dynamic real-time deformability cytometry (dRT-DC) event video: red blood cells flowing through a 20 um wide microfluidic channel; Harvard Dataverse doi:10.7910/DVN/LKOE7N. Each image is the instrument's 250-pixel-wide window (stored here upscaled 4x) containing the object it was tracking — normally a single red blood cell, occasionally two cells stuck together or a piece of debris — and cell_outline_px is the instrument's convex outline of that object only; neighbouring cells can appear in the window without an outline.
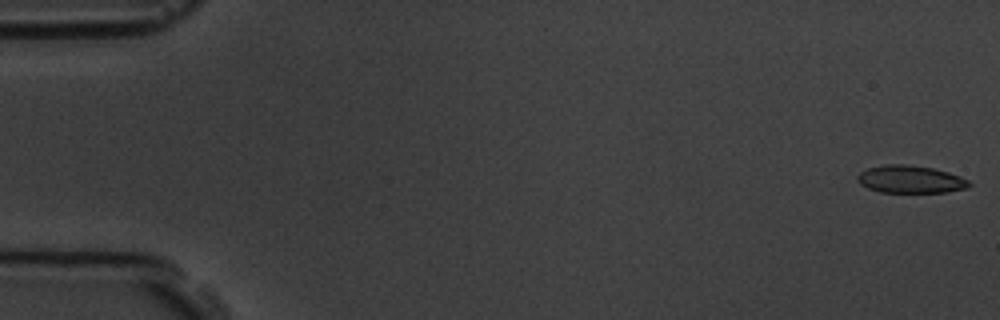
{"species": "common noctule bat (a hibernating species)", "species_latin": "Nyctalus noctula", "temperature_condition": "room temperature", "stored_images_in_passage": 6, "camera_frame_rate_fps": 3000, "um_per_image_px": 0.085, "animal": {"sex": "male", "body_mass_g": 19.5, "forearm_length_mm": 54.6}, "frame": {"image": 1, "passage_image": 1, "time_ms": 0.0, "image_size_px": [1000, 320], "cell_outline_px": [[972, 184], [968, 188], [944, 192], [880, 192], [868, 188], [860, 184], [856, 180], [856, 176], [860, 172], [868, 168], [884, 164], [908, 164], [932, 168], [948, 172], [960, 176], [968, 180]], "centroid_in_image_um": [77.37, 15.24], "position_along_channel_um": 7.6, "area_um2": 18.03}}
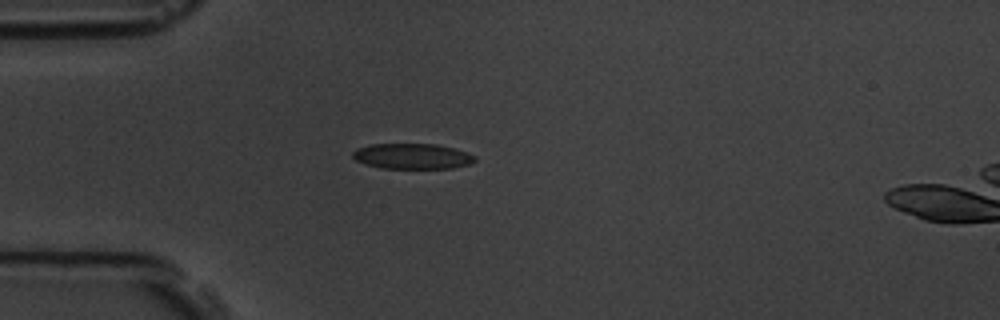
{"frame": {"image": 2, "passage_image": 5, "time_ms": 4.667, "image_size_px": [1000, 320], "cell_outline_px": [[476, 160], [468, 164], [452, 168], [380, 168], [356, 160], [352, 156], [352, 152], [356, 148], [368, 144], [436, 144], [468, 152], [476, 156]], "centroid_in_image_um": [35.03, 13.27], "position_along_channel_um": 50.0, "area_um2": 18.09}}